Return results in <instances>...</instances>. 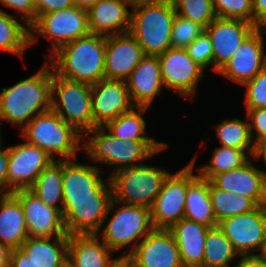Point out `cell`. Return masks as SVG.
Wrapping results in <instances>:
<instances>
[{
    "instance_id": "6da1fadb",
    "label": "cell",
    "mask_w": 266,
    "mask_h": 267,
    "mask_svg": "<svg viewBox=\"0 0 266 267\" xmlns=\"http://www.w3.org/2000/svg\"><path fill=\"white\" fill-rule=\"evenodd\" d=\"M52 108V67L44 63L34 75L0 93V122L23 128L40 113Z\"/></svg>"
},
{
    "instance_id": "7a4b0ae2",
    "label": "cell",
    "mask_w": 266,
    "mask_h": 267,
    "mask_svg": "<svg viewBox=\"0 0 266 267\" xmlns=\"http://www.w3.org/2000/svg\"><path fill=\"white\" fill-rule=\"evenodd\" d=\"M106 36L90 33L59 47L46 59L61 77L96 84L105 79Z\"/></svg>"
},
{
    "instance_id": "3957f363",
    "label": "cell",
    "mask_w": 266,
    "mask_h": 267,
    "mask_svg": "<svg viewBox=\"0 0 266 267\" xmlns=\"http://www.w3.org/2000/svg\"><path fill=\"white\" fill-rule=\"evenodd\" d=\"M83 142V151L90 160L114 166L109 176L120 169L141 165L145 160L169 149L166 142L116 138L104 127H94L88 131L83 136Z\"/></svg>"
},
{
    "instance_id": "277c9868",
    "label": "cell",
    "mask_w": 266,
    "mask_h": 267,
    "mask_svg": "<svg viewBox=\"0 0 266 267\" xmlns=\"http://www.w3.org/2000/svg\"><path fill=\"white\" fill-rule=\"evenodd\" d=\"M117 205L120 206L117 207ZM111 212L113 214L110 217ZM101 229L97 234L113 253L116 251L119 255L122 252L120 249L129 247L128 251L126 250L124 254L119 255L120 259H126L134 251L137 244L154 229L151 209L124 204L112 198ZM99 233L101 234L99 235Z\"/></svg>"
},
{
    "instance_id": "5b68a950",
    "label": "cell",
    "mask_w": 266,
    "mask_h": 267,
    "mask_svg": "<svg viewBox=\"0 0 266 267\" xmlns=\"http://www.w3.org/2000/svg\"><path fill=\"white\" fill-rule=\"evenodd\" d=\"M23 140L44 150L54 160L77 159L83 135L52 109L30 120L20 133Z\"/></svg>"
},
{
    "instance_id": "8992f818",
    "label": "cell",
    "mask_w": 266,
    "mask_h": 267,
    "mask_svg": "<svg viewBox=\"0 0 266 267\" xmlns=\"http://www.w3.org/2000/svg\"><path fill=\"white\" fill-rule=\"evenodd\" d=\"M129 33L144 55L158 56L171 47L172 24L176 15L172 0H157L131 7Z\"/></svg>"
},
{
    "instance_id": "52a82bcc",
    "label": "cell",
    "mask_w": 266,
    "mask_h": 267,
    "mask_svg": "<svg viewBox=\"0 0 266 267\" xmlns=\"http://www.w3.org/2000/svg\"><path fill=\"white\" fill-rule=\"evenodd\" d=\"M169 173L167 169L146 164L120 169L110 175L113 199L151 208Z\"/></svg>"
},
{
    "instance_id": "ba28073f",
    "label": "cell",
    "mask_w": 266,
    "mask_h": 267,
    "mask_svg": "<svg viewBox=\"0 0 266 267\" xmlns=\"http://www.w3.org/2000/svg\"><path fill=\"white\" fill-rule=\"evenodd\" d=\"M85 135L93 129L91 85L57 75L52 70V108Z\"/></svg>"
},
{
    "instance_id": "9c48e42d",
    "label": "cell",
    "mask_w": 266,
    "mask_h": 267,
    "mask_svg": "<svg viewBox=\"0 0 266 267\" xmlns=\"http://www.w3.org/2000/svg\"><path fill=\"white\" fill-rule=\"evenodd\" d=\"M30 46L37 42V36L50 39L54 53L62 45L90 34L88 12L75 5L59 11L40 14L29 27Z\"/></svg>"
},
{
    "instance_id": "30bf717a",
    "label": "cell",
    "mask_w": 266,
    "mask_h": 267,
    "mask_svg": "<svg viewBox=\"0 0 266 267\" xmlns=\"http://www.w3.org/2000/svg\"><path fill=\"white\" fill-rule=\"evenodd\" d=\"M195 161L196 156L184 168L165 178L150 208L154 229H170L184 217L188 185L198 176L193 172Z\"/></svg>"
},
{
    "instance_id": "8fae6325",
    "label": "cell",
    "mask_w": 266,
    "mask_h": 267,
    "mask_svg": "<svg viewBox=\"0 0 266 267\" xmlns=\"http://www.w3.org/2000/svg\"><path fill=\"white\" fill-rule=\"evenodd\" d=\"M157 57L165 89L186 99L195 97L205 70L188 55L186 48L170 47Z\"/></svg>"
},
{
    "instance_id": "7c38bea8",
    "label": "cell",
    "mask_w": 266,
    "mask_h": 267,
    "mask_svg": "<svg viewBox=\"0 0 266 267\" xmlns=\"http://www.w3.org/2000/svg\"><path fill=\"white\" fill-rule=\"evenodd\" d=\"M217 227L239 255H255L266 237V205L225 218L218 222Z\"/></svg>"
},
{
    "instance_id": "4fadbf2b",
    "label": "cell",
    "mask_w": 266,
    "mask_h": 267,
    "mask_svg": "<svg viewBox=\"0 0 266 267\" xmlns=\"http://www.w3.org/2000/svg\"><path fill=\"white\" fill-rule=\"evenodd\" d=\"M53 160L44 150L25 140L8 146V194L19 189H29Z\"/></svg>"
},
{
    "instance_id": "5bb4252c",
    "label": "cell",
    "mask_w": 266,
    "mask_h": 267,
    "mask_svg": "<svg viewBox=\"0 0 266 267\" xmlns=\"http://www.w3.org/2000/svg\"><path fill=\"white\" fill-rule=\"evenodd\" d=\"M63 160V200L113 198L110 176H101V167Z\"/></svg>"
},
{
    "instance_id": "9a60e30c",
    "label": "cell",
    "mask_w": 266,
    "mask_h": 267,
    "mask_svg": "<svg viewBox=\"0 0 266 267\" xmlns=\"http://www.w3.org/2000/svg\"><path fill=\"white\" fill-rule=\"evenodd\" d=\"M131 267H184L169 229H153L126 258Z\"/></svg>"
},
{
    "instance_id": "2e32d148",
    "label": "cell",
    "mask_w": 266,
    "mask_h": 267,
    "mask_svg": "<svg viewBox=\"0 0 266 267\" xmlns=\"http://www.w3.org/2000/svg\"><path fill=\"white\" fill-rule=\"evenodd\" d=\"M256 28L245 20L216 17L205 28L213 46L212 70L217 73L225 66Z\"/></svg>"
},
{
    "instance_id": "e0dca14e",
    "label": "cell",
    "mask_w": 266,
    "mask_h": 267,
    "mask_svg": "<svg viewBox=\"0 0 266 267\" xmlns=\"http://www.w3.org/2000/svg\"><path fill=\"white\" fill-rule=\"evenodd\" d=\"M265 32L256 28L217 73L241 85L252 80L266 66Z\"/></svg>"
},
{
    "instance_id": "ac0fdd59",
    "label": "cell",
    "mask_w": 266,
    "mask_h": 267,
    "mask_svg": "<svg viewBox=\"0 0 266 267\" xmlns=\"http://www.w3.org/2000/svg\"><path fill=\"white\" fill-rule=\"evenodd\" d=\"M93 128L104 127L119 115L131 111L133 105L126 81L102 79L91 85Z\"/></svg>"
},
{
    "instance_id": "d6986e66",
    "label": "cell",
    "mask_w": 266,
    "mask_h": 267,
    "mask_svg": "<svg viewBox=\"0 0 266 267\" xmlns=\"http://www.w3.org/2000/svg\"><path fill=\"white\" fill-rule=\"evenodd\" d=\"M21 203L29 237L69 236L62 213L44 204L29 189H19L12 193Z\"/></svg>"
},
{
    "instance_id": "ffe728a7",
    "label": "cell",
    "mask_w": 266,
    "mask_h": 267,
    "mask_svg": "<svg viewBox=\"0 0 266 267\" xmlns=\"http://www.w3.org/2000/svg\"><path fill=\"white\" fill-rule=\"evenodd\" d=\"M112 198L63 200L62 217L67 234H97Z\"/></svg>"
},
{
    "instance_id": "44dd1931",
    "label": "cell",
    "mask_w": 266,
    "mask_h": 267,
    "mask_svg": "<svg viewBox=\"0 0 266 267\" xmlns=\"http://www.w3.org/2000/svg\"><path fill=\"white\" fill-rule=\"evenodd\" d=\"M144 56L142 47L129 32L106 36L105 79L126 81Z\"/></svg>"
},
{
    "instance_id": "7402d4cb",
    "label": "cell",
    "mask_w": 266,
    "mask_h": 267,
    "mask_svg": "<svg viewBox=\"0 0 266 267\" xmlns=\"http://www.w3.org/2000/svg\"><path fill=\"white\" fill-rule=\"evenodd\" d=\"M241 167L214 175L210 181L226 192L251 198L257 205H266V171L251 162Z\"/></svg>"
},
{
    "instance_id": "603a6c76",
    "label": "cell",
    "mask_w": 266,
    "mask_h": 267,
    "mask_svg": "<svg viewBox=\"0 0 266 267\" xmlns=\"http://www.w3.org/2000/svg\"><path fill=\"white\" fill-rule=\"evenodd\" d=\"M135 107H150L164 85L157 56L145 55L126 80Z\"/></svg>"
},
{
    "instance_id": "cb8c5ba5",
    "label": "cell",
    "mask_w": 266,
    "mask_h": 267,
    "mask_svg": "<svg viewBox=\"0 0 266 267\" xmlns=\"http://www.w3.org/2000/svg\"><path fill=\"white\" fill-rule=\"evenodd\" d=\"M126 0H98L88 12L90 33L104 36L127 33L131 25V13Z\"/></svg>"
},
{
    "instance_id": "d4e9b609",
    "label": "cell",
    "mask_w": 266,
    "mask_h": 267,
    "mask_svg": "<svg viewBox=\"0 0 266 267\" xmlns=\"http://www.w3.org/2000/svg\"><path fill=\"white\" fill-rule=\"evenodd\" d=\"M111 254L98 234L69 235L68 267H112L120 258Z\"/></svg>"
},
{
    "instance_id": "484cf974",
    "label": "cell",
    "mask_w": 266,
    "mask_h": 267,
    "mask_svg": "<svg viewBox=\"0 0 266 267\" xmlns=\"http://www.w3.org/2000/svg\"><path fill=\"white\" fill-rule=\"evenodd\" d=\"M210 228L183 217L169 229L178 245L184 267H203L205 240Z\"/></svg>"
},
{
    "instance_id": "4316f807",
    "label": "cell",
    "mask_w": 266,
    "mask_h": 267,
    "mask_svg": "<svg viewBox=\"0 0 266 267\" xmlns=\"http://www.w3.org/2000/svg\"><path fill=\"white\" fill-rule=\"evenodd\" d=\"M69 236L28 237L20 249L37 267H67Z\"/></svg>"
},
{
    "instance_id": "83f0119b",
    "label": "cell",
    "mask_w": 266,
    "mask_h": 267,
    "mask_svg": "<svg viewBox=\"0 0 266 267\" xmlns=\"http://www.w3.org/2000/svg\"><path fill=\"white\" fill-rule=\"evenodd\" d=\"M28 237L21 203L13 194H1L0 241L11 249H18Z\"/></svg>"
},
{
    "instance_id": "f1b7e54d",
    "label": "cell",
    "mask_w": 266,
    "mask_h": 267,
    "mask_svg": "<svg viewBox=\"0 0 266 267\" xmlns=\"http://www.w3.org/2000/svg\"><path fill=\"white\" fill-rule=\"evenodd\" d=\"M184 217L211 228L217 226L209 193V180L198 175L188 185Z\"/></svg>"
},
{
    "instance_id": "f546056e",
    "label": "cell",
    "mask_w": 266,
    "mask_h": 267,
    "mask_svg": "<svg viewBox=\"0 0 266 267\" xmlns=\"http://www.w3.org/2000/svg\"><path fill=\"white\" fill-rule=\"evenodd\" d=\"M62 177L63 160H53L29 188L44 204L58 209L61 213L63 207Z\"/></svg>"
},
{
    "instance_id": "4dcf8cb0",
    "label": "cell",
    "mask_w": 266,
    "mask_h": 267,
    "mask_svg": "<svg viewBox=\"0 0 266 267\" xmlns=\"http://www.w3.org/2000/svg\"><path fill=\"white\" fill-rule=\"evenodd\" d=\"M30 47V29L17 21L15 16L0 9V49L23 58Z\"/></svg>"
},
{
    "instance_id": "1f68e13d",
    "label": "cell",
    "mask_w": 266,
    "mask_h": 267,
    "mask_svg": "<svg viewBox=\"0 0 266 267\" xmlns=\"http://www.w3.org/2000/svg\"><path fill=\"white\" fill-rule=\"evenodd\" d=\"M209 193L217 223L225 218L252 211L258 205L249 197L226 192L209 180Z\"/></svg>"
},
{
    "instance_id": "d6a6232c",
    "label": "cell",
    "mask_w": 266,
    "mask_h": 267,
    "mask_svg": "<svg viewBox=\"0 0 266 267\" xmlns=\"http://www.w3.org/2000/svg\"><path fill=\"white\" fill-rule=\"evenodd\" d=\"M148 110V107H134L131 111L119 115L115 120L109 121L104 128L119 139L155 140L145 136L147 122L142 115Z\"/></svg>"
},
{
    "instance_id": "836d02e7",
    "label": "cell",
    "mask_w": 266,
    "mask_h": 267,
    "mask_svg": "<svg viewBox=\"0 0 266 267\" xmlns=\"http://www.w3.org/2000/svg\"><path fill=\"white\" fill-rule=\"evenodd\" d=\"M240 255L216 226L209 229L205 240L203 267H231L230 261Z\"/></svg>"
},
{
    "instance_id": "e575fe53",
    "label": "cell",
    "mask_w": 266,
    "mask_h": 267,
    "mask_svg": "<svg viewBox=\"0 0 266 267\" xmlns=\"http://www.w3.org/2000/svg\"><path fill=\"white\" fill-rule=\"evenodd\" d=\"M216 137L223 147L244 150L250 157L253 155L254 143L250 135L248 120L226 118L214 126Z\"/></svg>"
},
{
    "instance_id": "d590c367",
    "label": "cell",
    "mask_w": 266,
    "mask_h": 267,
    "mask_svg": "<svg viewBox=\"0 0 266 267\" xmlns=\"http://www.w3.org/2000/svg\"><path fill=\"white\" fill-rule=\"evenodd\" d=\"M208 164L198 168V175L210 180L214 175L237 169L243 166L251 157L241 149L218 146L212 151Z\"/></svg>"
},
{
    "instance_id": "8d00e7d4",
    "label": "cell",
    "mask_w": 266,
    "mask_h": 267,
    "mask_svg": "<svg viewBox=\"0 0 266 267\" xmlns=\"http://www.w3.org/2000/svg\"><path fill=\"white\" fill-rule=\"evenodd\" d=\"M176 14L206 28L216 17L212 0H172Z\"/></svg>"
},
{
    "instance_id": "74e56055",
    "label": "cell",
    "mask_w": 266,
    "mask_h": 267,
    "mask_svg": "<svg viewBox=\"0 0 266 267\" xmlns=\"http://www.w3.org/2000/svg\"><path fill=\"white\" fill-rule=\"evenodd\" d=\"M204 31L202 25L176 14L172 24L171 47L186 48Z\"/></svg>"
},
{
    "instance_id": "f35d334b",
    "label": "cell",
    "mask_w": 266,
    "mask_h": 267,
    "mask_svg": "<svg viewBox=\"0 0 266 267\" xmlns=\"http://www.w3.org/2000/svg\"><path fill=\"white\" fill-rule=\"evenodd\" d=\"M217 17L241 19L254 24L252 0H212Z\"/></svg>"
},
{
    "instance_id": "ab89813d",
    "label": "cell",
    "mask_w": 266,
    "mask_h": 267,
    "mask_svg": "<svg viewBox=\"0 0 266 267\" xmlns=\"http://www.w3.org/2000/svg\"><path fill=\"white\" fill-rule=\"evenodd\" d=\"M245 108H266V66L252 79L243 84Z\"/></svg>"
},
{
    "instance_id": "60d3db41",
    "label": "cell",
    "mask_w": 266,
    "mask_h": 267,
    "mask_svg": "<svg viewBox=\"0 0 266 267\" xmlns=\"http://www.w3.org/2000/svg\"><path fill=\"white\" fill-rule=\"evenodd\" d=\"M188 55L203 69L213 65V46L206 31L186 47Z\"/></svg>"
},
{
    "instance_id": "b9f144b4",
    "label": "cell",
    "mask_w": 266,
    "mask_h": 267,
    "mask_svg": "<svg viewBox=\"0 0 266 267\" xmlns=\"http://www.w3.org/2000/svg\"><path fill=\"white\" fill-rule=\"evenodd\" d=\"M246 117L253 143L266 138V108L246 109Z\"/></svg>"
},
{
    "instance_id": "7bdbcfd3",
    "label": "cell",
    "mask_w": 266,
    "mask_h": 267,
    "mask_svg": "<svg viewBox=\"0 0 266 267\" xmlns=\"http://www.w3.org/2000/svg\"><path fill=\"white\" fill-rule=\"evenodd\" d=\"M0 3L7 8L15 9V14L19 16L27 26L30 27L36 21L34 0H0Z\"/></svg>"
},
{
    "instance_id": "ee69618b",
    "label": "cell",
    "mask_w": 266,
    "mask_h": 267,
    "mask_svg": "<svg viewBox=\"0 0 266 267\" xmlns=\"http://www.w3.org/2000/svg\"><path fill=\"white\" fill-rule=\"evenodd\" d=\"M36 18L40 14L59 11L75 5L74 0H34Z\"/></svg>"
},
{
    "instance_id": "f6af8a7d",
    "label": "cell",
    "mask_w": 266,
    "mask_h": 267,
    "mask_svg": "<svg viewBox=\"0 0 266 267\" xmlns=\"http://www.w3.org/2000/svg\"><path fill=\"white\" fill-rule=\"evenodd\" d=\"M3 142L0 143V195L8 194L7 165L8 147L3 149Z\"/></svg>"
},
{
    "instance_id": "bcb514c9",
    "label": "cell",
    "mask_w": 266,
    "mask_h": 267,
    "mask_svg": "<svg viewBox=\"0 0 266 267\" xmlns=\"http://www.w3.org/2000/svg\"><path fill=\"white\" fill-rule=\"evenodd\" d=\"M254 25L257 28H266V0H252Z\"/></svg>"
},
{
    "instance_id": "7dc6e473",
    "label": "cell",
    "mask_w": 266,
    "mask_h": 267,
    "mask_svg": "<svg viewBox=\"0 0 266 267\" xmlns=\"http://www.w3.org/2000/svg\"><path fill=\"white\" fill-rule=\"evenodd\" d=\"M10 267H37L20 249H12Z\"/></svg>"
},
{
    "instance_id": "c3c4849f",
    "label": "cell",
    "mask_w": 266,
    "mask_h": 267,
    "mask_svg": "<svg viewBox=\"0 0 266 267\" xmlns=\"http://www.w3.org/2000/svg\"><path fill=\"white\" fill-rule=\"evenodd\" d=\"M238 263L232 267H266V261L256 255H240Z\"/></svg>"
},
{
    "instance_id": "681fc988",
    "label": "cell",
    "mask_w": 266,
    "mask_h": 267,
    "mask_svg": "<svg viewBox=\"0 0 266 267\" xmlns=\"http://www.w3.org/2000/svg\"><path fill=\"white\" fill-rule=\"evenodd\" d=\"M252 158L257 160L263 159L266 165V138H263L254 144Z\"/></svg>"
},
{
    "instance_id": "f907efd6",
    "label": "cell",
    "mask_w": 266,
    "mask_h": 267,
    "mask_svg": "<svg viewBox=\"0 0 266 267\" xmlns=\"http://www.w3.org/2000/svg\"><path fill=\"white\" fill-rule=\"evenodd\" d=\"M12 249L0 241V267H10Z\"/></svg>"
},
{
    "instance_id": "816d5d0a",
    "label": "cell",
    "mask_w": 266,
    "mask_h": 267,
    "mask_svg": "<svg viewBox=\"0 0 266 267\" xmlns=\"http://www.w3.org/2000/svg\"><path fill=\"white\" fill-rule=\"evenodd\" d=\"M98 0H74L75 6L88 11Z\"/></svg>"
},
{
    "instance_id": "f5cc1de1",
    "label": "cell",
    "mask_w": 266,
    "mask_h": 267,
    "mask_svg": "<svg viewBox=\"0 0 266 267\" xmlns=\"http://www.w3.org/2000/svg\"><path fill=\"white\" fill-rule=\"evenodd\" d=\"M255 255L258 258L266 261V237H265V240L263 241L260 249L258 250V252Z\"/></svg>"
},
{
    "instance_id": "db71d44e",
    "label": "cell",
    "mask_w": 266,
    "mask_h": 267,
    "mask_svg": "<svg viewBox=\"0 0 266 267\" xmlns=\"http://www.w3.org/2000/svg\"><path fill=\"white\" fill-rule=\"evenodd\" d=\"M112 267H131L130 263L126 259H120Z\"/></svg>"
},
{
    "instance_id": "11a10c76",
    "label": "cell",
    "mask_w": 266,
    "mask_h": 267,
    "mask_svg": "<svg viewBox=\"0 0 266 267\" xmlns=\"http://www.w3.org/2000/svg\"><path fill=\"white\" fill-rule=\"evenodd\" d=\"M126 1H128L131 6H134V5H137V4L154 2V1H157V0H126Z\"/></svg>"
},
{
    "instance_id": "9f6ffc18",
    "label": "cell",
    "mask_w": 266,
    "mask_h": 267,
    "mask_svg": "<svg viewBox=\"0 0 266 267\" xmlns=\"http://www.w3.org/2000/svg\"><path fill=\"white\" fill-rule=\"evenodd\" d=\"M2 135H1V125H0V143H2L3 141H2V137H1Z\"/></svg>"
}]
</instances>
